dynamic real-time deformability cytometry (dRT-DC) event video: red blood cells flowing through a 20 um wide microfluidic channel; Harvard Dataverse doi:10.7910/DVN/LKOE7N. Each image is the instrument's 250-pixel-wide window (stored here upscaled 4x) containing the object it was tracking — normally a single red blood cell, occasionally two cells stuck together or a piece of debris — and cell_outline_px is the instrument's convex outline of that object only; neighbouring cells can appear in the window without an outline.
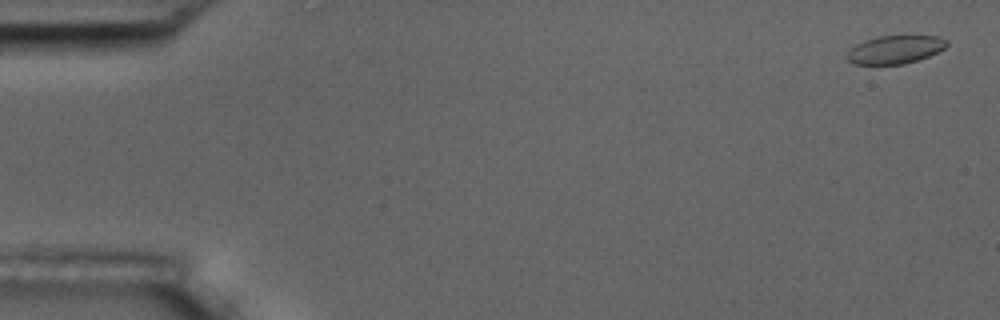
{"species": "common noctule bat (a hibernating species)", "species_latin": "Nyctalus noctula", "temperature_condition": "room temperature", "stored_images_in_passage": 8, "camera_frame_rate_fps": 3000, "um_per_image_px": 0.085, "animal": {"sex": "male", "body_mass_g": 17.5, "forearm_length_mm": 52.3}, "frame": {"image": 1, "passage_image": 1, "time_ms": 0.0, "image_size_px": [1000, 320], "cell_outline_px": [[948, 44], [944, 48], [928, 56], [904, 64], [856, 64], [848, 60], [848, 52], [856, 44], [864, 40], [880, 36], [940, 36], [948, 40]], "centroid_in_image_um": [76.11, 4.2], "position_along_channel_um": 8.9, "area_um2": 16.13}}
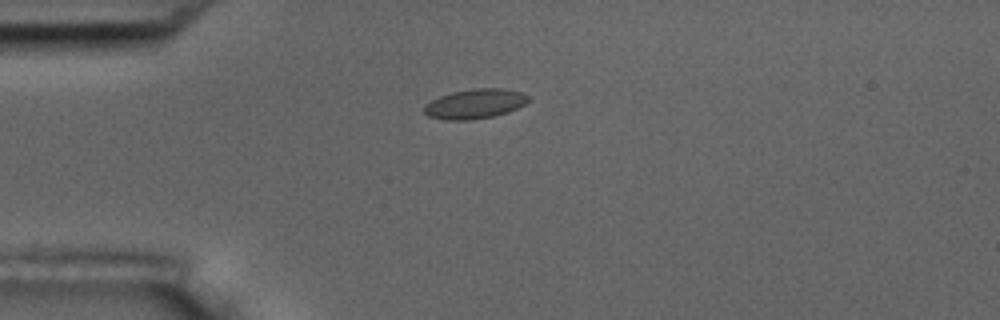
{"frame": {"image": 2, "passage_image": 5, "time_ms": 1.333, "image_size_px": [1000, 320], "cell_outline_px": [[528, 100], [524, 104], [508, 112], [492, 116], [468, 120], [448, 120], [428, 116], [424, 112], [424, 104], [440, 96], [452, 92], [476, 88], [504, 88], [520, 92], [528, 96]], "centroid_in_image_um": [40.34, 8.82], "position_along_channel_um": 44.7, "area_um2": 17.8}}